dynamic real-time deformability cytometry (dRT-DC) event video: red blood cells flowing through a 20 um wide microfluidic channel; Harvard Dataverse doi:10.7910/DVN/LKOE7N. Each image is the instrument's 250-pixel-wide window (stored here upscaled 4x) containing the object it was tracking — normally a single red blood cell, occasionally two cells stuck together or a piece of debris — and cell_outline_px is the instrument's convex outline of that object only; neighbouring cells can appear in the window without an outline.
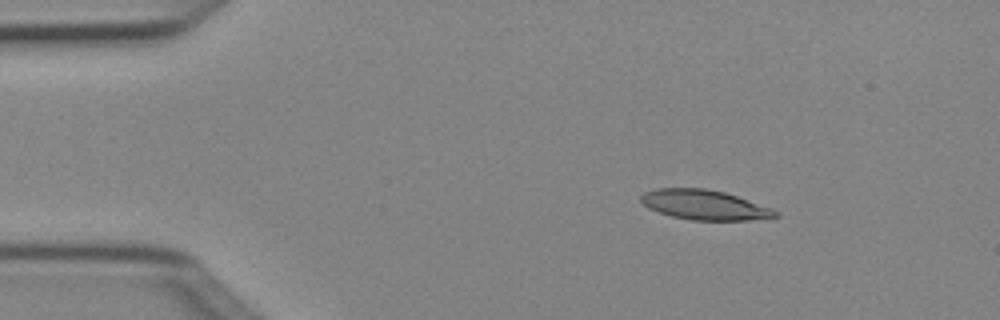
{"species": "Egyptian fruit bat (a non-hibernating species)", "species_latin": "Rousettus aegyptiacus", "temperature_condition": "cold", "stored_images_in_passage": 5, "segment_of_instrument_passage": [1, 2], "camera_frame_rate_fps": 3000, "um_per_image_px": 0.085, "animal": {"sex": "female"}, "frame": {"image": 1, "passage_image": 2, "time_ms": 0.333, "image_size_px": [1000, 320], "cell_outline_px": [[780, 216], [772, 220], [692, 220], [672, 216], [648, 208], [640, 200], [640, 196], [644, 192], [656, 188], [704, 188], [724, 192], [772, 208], [780, 212]], "centroid_in_image_um": [59.96, 17.43], "position_along_channel_um": 25.0, "area_um2": 23.58}}
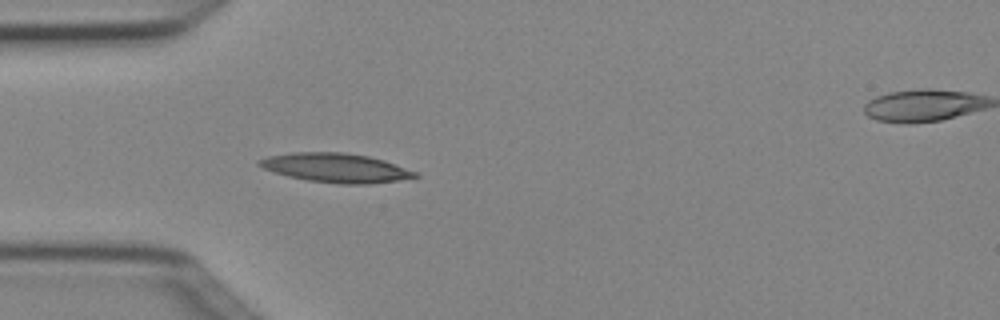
{"frame": {"image": 2, "passage_image": 4, "time_ms": 1.0, "image_size_px": [1000, 320], "cell_outline_px": [[420, 176], [396, 180], [368, 184], [340, 184], [308, 180], [288, 176], [272, 172], [256, 164], [256, 160], [268, 156], [292, 152], [344, 152], [368, 156], [384, 160], [416, 172]], "centroid_in_image_um": [28.49, 14.26], "position_along_channel_um": 56.5, "area_um2": 26.36}}